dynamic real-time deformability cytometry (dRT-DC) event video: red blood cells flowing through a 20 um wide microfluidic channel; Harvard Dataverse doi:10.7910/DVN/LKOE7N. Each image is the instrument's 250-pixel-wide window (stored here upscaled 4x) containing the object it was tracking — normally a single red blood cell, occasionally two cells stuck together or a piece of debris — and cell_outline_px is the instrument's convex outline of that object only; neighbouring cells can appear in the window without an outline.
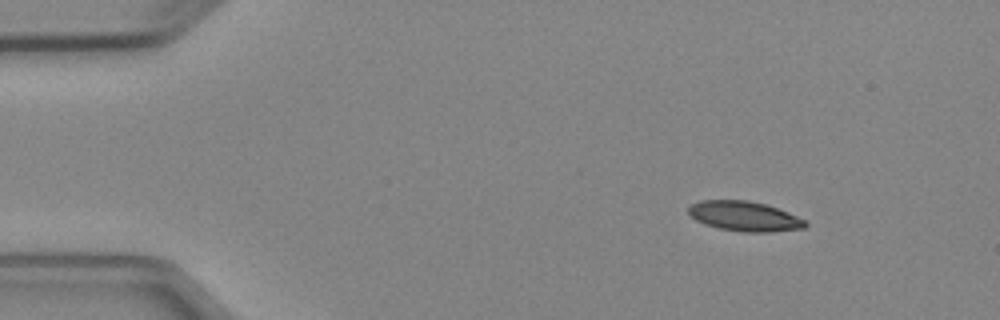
{"species": "Egyptian fruit bat (a non-hibernating species)", "species_latin": "Rousettus aegyptiacus", "temperature_condition": "cold", "stored_images_in_passage": 3, "camera_frame_rate_fps": 3000, "um_per_image_px": 0.085, "animal": {"sex": "female"}, "frame": {"image": 1, "passage_image": 1, "time_ms": 0.0, "image_size_px": [1000, 320], "cell_outline_px": [[808, 224], [804, 228], [768, 232], [744, 232], [720, 228], [704, 224], [696, 220], [688, 212], [688, 208], [692, 204], [700, 200], [748, 200], [764, 204], [788, 212], [804, 220]], "centroid_in_image_um": [63.26, 18.38], "position_along_channel_um": 21.7, "area_um2": 20.11}}